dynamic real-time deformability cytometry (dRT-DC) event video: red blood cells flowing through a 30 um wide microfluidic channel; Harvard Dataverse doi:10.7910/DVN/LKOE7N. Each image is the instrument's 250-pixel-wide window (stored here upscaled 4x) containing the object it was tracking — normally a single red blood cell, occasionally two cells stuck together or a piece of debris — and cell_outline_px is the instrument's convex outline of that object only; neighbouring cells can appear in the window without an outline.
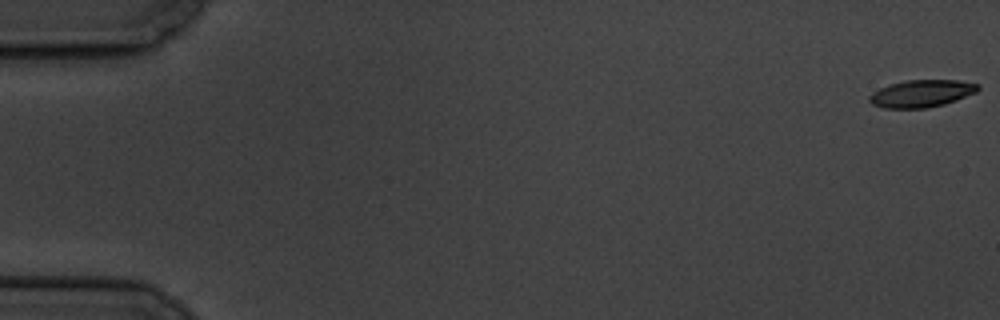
{"species": "common noctule bat (a hibernating species)", "species_latin": "Nyctalus noctula", "temperature_condition": "cold", "stored_images_in_passage": 6, "camera_frame_rate_fps": 3000, "um_per_image_px": 0.085, "animal": {"sex": "male", "body_mass_g": 19.5, "forearm_length_mm": 54.6}, "frame": {"image": 1, "passage_image": 1, "time_ms": 0.0, "image_size_px": [1000, 320], "cell_outline_px": [[980, 88], [976, 92], [956, 100], [944, 104], [928, 108], [884, 108], [872, 104], [868, 100], [868, 96], [872, 92], [888, 84], [908, 80], [960, 80], [980, 84]], "centroid_in_image_um": [78.32, 7.94], "position_along_channel_um": 6.7, "area_um2": 17.4}}
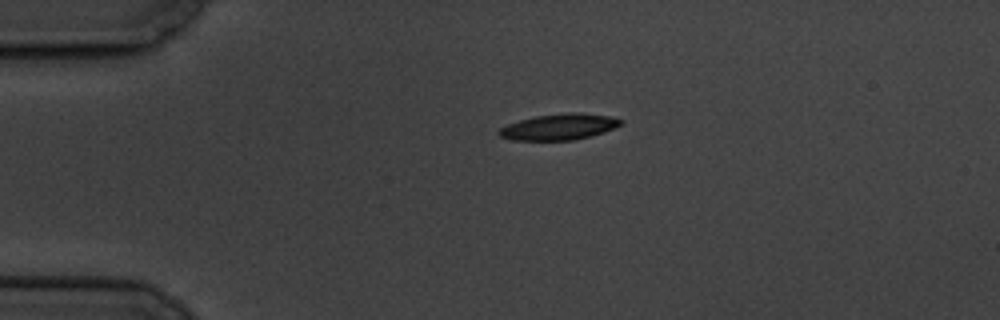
{"frame": {"image": 2, "passage_image": 5, "time_ms": 4.333, "image_size_px": [1000, 320], "cell_outline_px": [[620, 124], [604, 132], [592, 136], [572, 140], [512, 140], [500, 136], [496, 132], [500, 128], [508, 124], [520, 120], [536, 116], [568, 112], [572, 112], [608, 116], [620, 120]], "centroid_in_image_um": [47.46, 10.79], "position_along_channel_um": 37.5, "area_um2": 18.15}}